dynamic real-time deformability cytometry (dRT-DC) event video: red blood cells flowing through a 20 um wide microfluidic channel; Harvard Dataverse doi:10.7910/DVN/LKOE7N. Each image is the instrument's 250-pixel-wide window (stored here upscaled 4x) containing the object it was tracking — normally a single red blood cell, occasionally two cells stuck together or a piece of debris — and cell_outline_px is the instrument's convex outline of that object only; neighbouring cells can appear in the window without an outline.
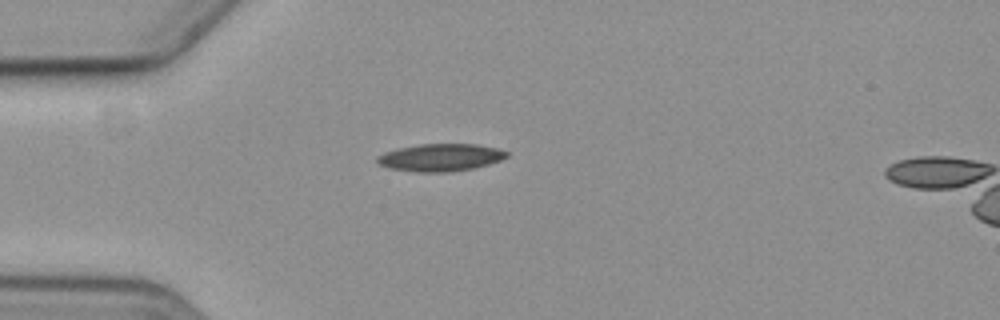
{"species": "common noctule bat (a hibernating species)", "species_latin": "Nyctalus noctula", "temperature_condition": "cold", "stored_images_in_passage": 4, "camera_frame_rate_fps": 3000, "um_per_image_px": 0.085, "animal": {"sex": "female", "body_mass_g": 19.3, "forearm_length_mm": 54.1}, "frame": {"image": 1, "passage_image": 4, "time_ms": 3.667, "image_size_px": [1000, 320], "cell_outline_px": [[508, 156], [500, 160], [488, 164], [472, 168], [448, 172], [416, 172], [388, 168], [380, 164], [376, 160], [376, 156], [384, 152], [400, 148], [420, 144], [476, 144], [496, 148], [508, 152]], "centroid_in_image_um": [37.42, 13.38], "position_along_channel_um": 47.6, "area_um2": 20.58}}